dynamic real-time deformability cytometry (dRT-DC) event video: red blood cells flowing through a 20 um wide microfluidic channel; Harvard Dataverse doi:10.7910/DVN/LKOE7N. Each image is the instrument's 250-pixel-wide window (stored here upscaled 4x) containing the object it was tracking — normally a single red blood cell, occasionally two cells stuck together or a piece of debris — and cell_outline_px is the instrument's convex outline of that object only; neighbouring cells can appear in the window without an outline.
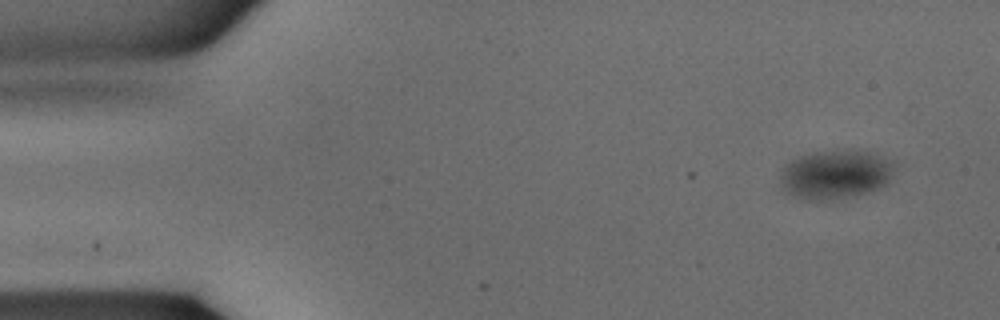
{"species": "common noctule bat (a hibernating species)", "species_latin": "Nyctalus noctula", "temperature_condition": "warm", "stored_images_in_passage": 34, "camera_frame_rate_fps": 3000, "um_per_image_px": 0.085, "animal": {"sex": "male", "body_mass_g": 15.6}, "frame": {"image": 1, "passage_image": 1, "time_ms": 0.0, "image_size_px": [1000, 320], "cell_outline_px": [[896, 164], [892, 176], [888, 184], [872, 192], [856, 196], [832, 200], [800, 200], [784, 192], [780, 184], [780, 176], [784, 164], [800, 156], [812, 152], [836, 148], [868, 152], [896, 160]], "centroid_in_image_um": [71.03, 14.83], "position_along_channel_um": 14.0, "area_um2": 33.93}}
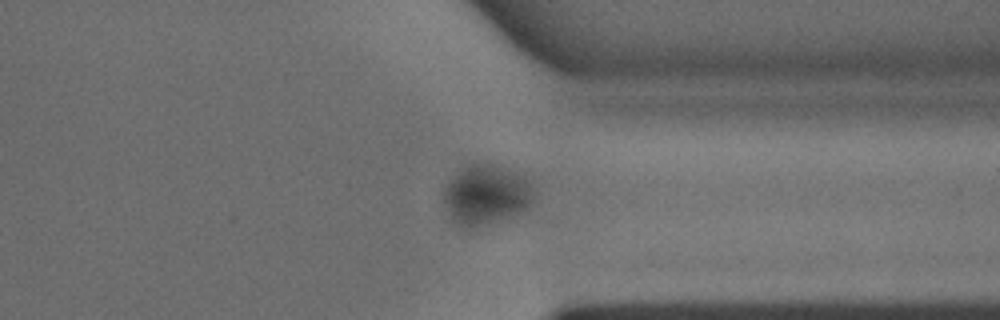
{"frame": {"image": 2, "passage_image": 26, "time_ms": 8.333, "image_size_px": [1000, 320], "cell_outline_px": [[532, 204], [516, 212], [468, 228], [464, 228], [456, 224], [452, 220], [444, 204], [444, 188], [448, 180], [452, 176], [468, 164], [492, 164], [524, 176], [528, 180], [532, 188]], "centroid_in_image_um": [41.24, 16.52], "position_along_channel_um": 370.2, "area_um2": 30.35}}
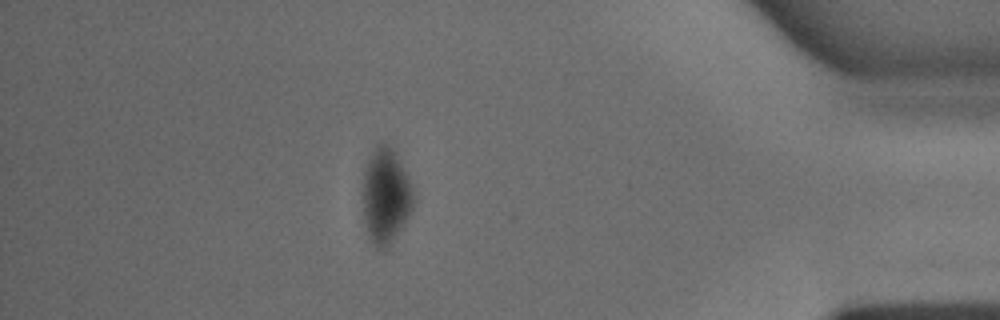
{"frame": {"image": 3, "passage_image": 30, "time_ms": 9.667, "image_size_px": [1000, 320], "cell_outline_px": [[416, 204], [404, 224], [384, 252], [376, 248], [372, 244], [368, 236], [364, 220], [364, 168], [376, 144], [388, 144], [400, 160], [408, 176], [416, 196]], "centroid_in_image_um": [32.82, 16.69], "position_along_channel_um": 402.4, "area_um2": 28.38}}